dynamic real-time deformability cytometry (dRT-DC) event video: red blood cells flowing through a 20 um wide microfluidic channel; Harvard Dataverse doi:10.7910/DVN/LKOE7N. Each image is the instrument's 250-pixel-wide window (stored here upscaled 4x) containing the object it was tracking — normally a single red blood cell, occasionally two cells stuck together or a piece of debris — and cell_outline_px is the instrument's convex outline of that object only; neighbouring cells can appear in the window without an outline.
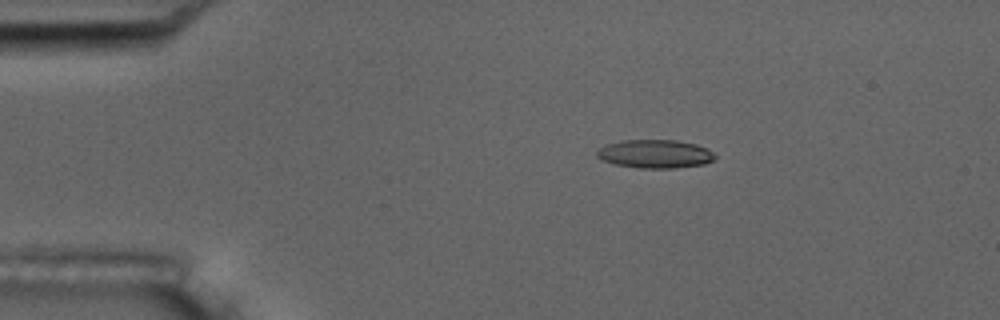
{"species": "common noctule bat (a hibernating species)", "species_latin": "Nyctalus noctula", "temperature_condition": "room temperature", "stored_images_in_passage": 55, "camera_frame_rate_fps": 3000, "um_per_image_px": 0.085, "animal": {"sex": "male", "body_mass_g": 17.5, "forearm_length_mm": 52.3}, "frame": {"image": 1, "passage_image": 10, "time_ms": 3.0, "image_size_px": [1000, 320], "cell_outline_px": [[716, 160], [704, 164], [676, 168], [640, 168], [616, 164], [600, 160], [596, 156], [596, 152], [604, 144], [624, 140], [676, 140], [696, 144], [708, 148], [716, 156]], "centroid_in_image_um": [55.69, 13.08], "position_along_channel_um": 29.3, "area_um2": 19.77}}
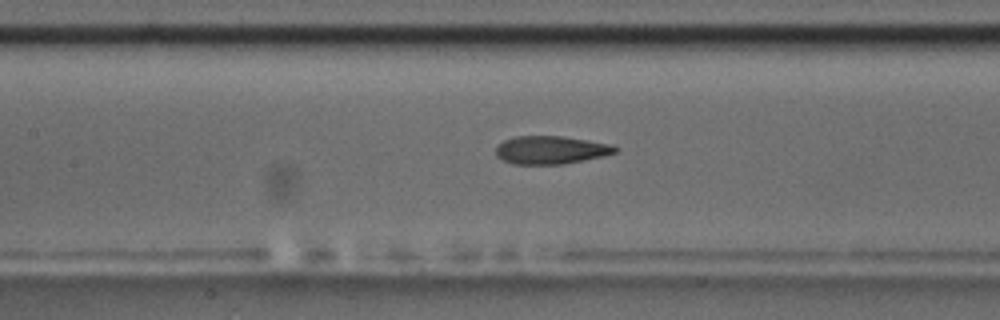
{"frame": {"image": 2, "passage_image": 25, "time_ms": 8.0, "image_size_px": [1000, 320], "cell_outline_px": [[620, 148], [616, 152], [604, 156], [564, 164], [512, 164], [496, 156], [496, 148], [504, 140], [516, 136], [564, 136], [612, 144]], "centroid_in_image_um": [46.86, 12.74], "position_along_channel_um": 160.5, "area_um2": 19.59}}
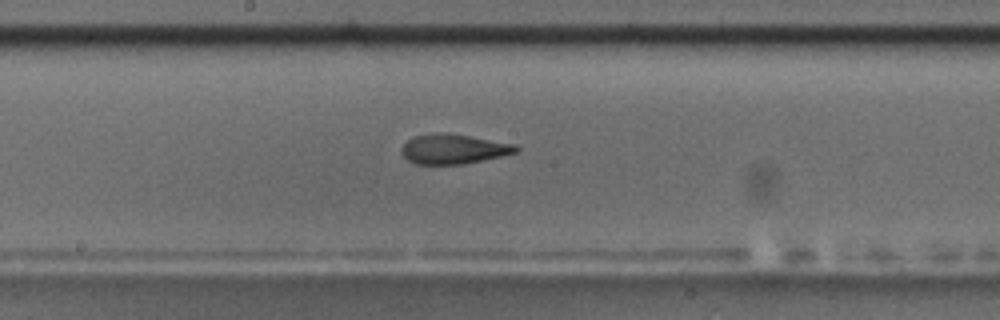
{"frame": {"image": 3, "passage_image": 29, "time_ms": 9.333, "image_size_px": [1000, 320], "cell_outline_px": [[520, 148], [516, 152], [500, 156], [464, 164], [416, 164], [408, 160], [400, 152], [400, 148], [412, 136], [436, 132], [444, 132], [516, 144]], "centroid_in_image_um": [38.51, 12.66], "position_along_channel_um": 209.7, "area_um2": 19.83}, "authors_computed_cell_mechanics": {"area_um2": 19.8254, "velocity_mm_per_s": 3.7116, "shape_relaxation_time_tau1_ms": 9.9368, "shape_relaxation_time_tau2_ms": 1.712, "deformation_change_tau1": 0.2631, "deformation_change_tau2": 0.0975}}